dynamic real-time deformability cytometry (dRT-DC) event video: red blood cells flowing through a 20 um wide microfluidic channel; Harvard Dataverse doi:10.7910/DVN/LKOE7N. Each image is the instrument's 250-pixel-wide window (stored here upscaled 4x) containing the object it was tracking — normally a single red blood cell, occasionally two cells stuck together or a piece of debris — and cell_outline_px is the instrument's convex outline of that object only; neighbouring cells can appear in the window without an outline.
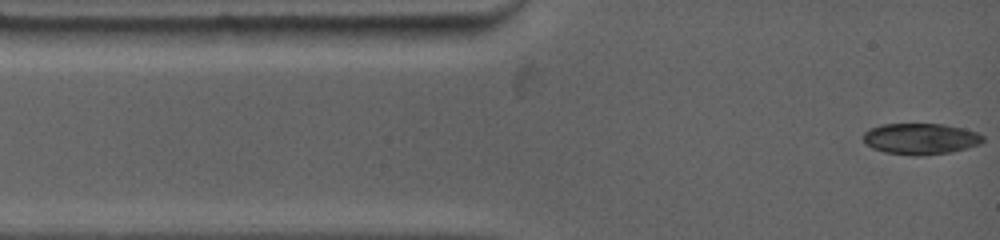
{"species": "common noctule bat (a hibernating species)", "species_latin": "Nyctalus noctula", "temperature_condition": "warm", "stored_images_in_passage": 60, "camera_frame_rate_fps": 4500, "um_per_image_px": 0.085, "animal": {"sex": "female", "body_mass_g": 19.0, "forearm_length_mm": 53.3}, "frame": {"image": 1, "passage_image": 1, "time_ms": 0.0, "image_size_px": [1000, 240], "cell_outline_px": [[984, 140], [980, 144], [968, 148], [952, 152], [916, 156], [912, 156], [884, 152], [872, 148], [864, 144], [864, 132], [868, 128], [884, 124], [944, 124], [964, 128], [976, 132], [984, 136]], "centroid_in_image_um": [78.24, 11.8], "position_along_channel_um": 6.8, "area_um2": 21.96}}
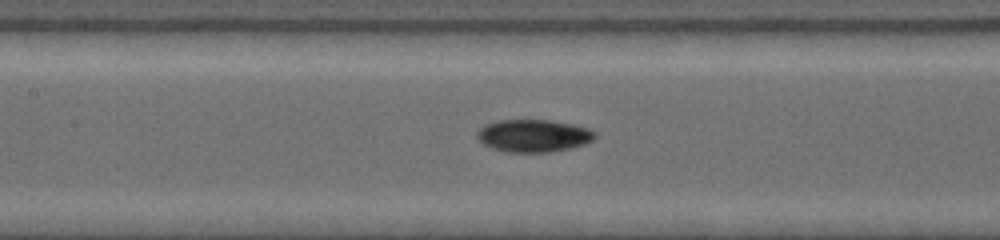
{"frame": {"image": 2, "passage_image": 30, "time_ms": 5.111, "image_size_px": [1000, 240], "cell_outline_px": [[596, 136], [592, 140], [584, 144], [572, 148], [548, 152], [508, 152], [492, 148], [484, 144], [476, 136], [476, 132], [484, 124], [496, 120], [552, 120], [572, 124], [588, 128], [596, 132]], "centroid_in_image_um": [45.34, 11.53], "position_along_channel_um": 162.1, "area_um2": 22.43}}
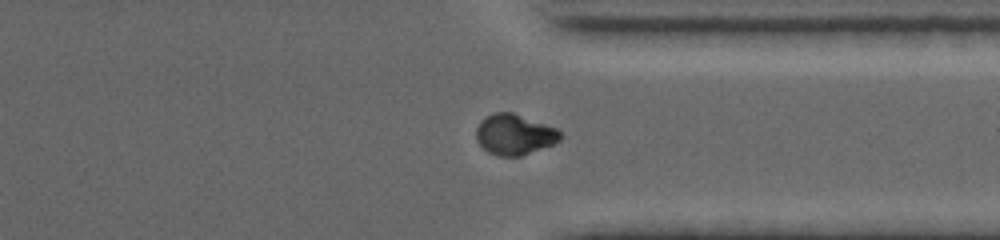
{"frame": {"image": 3, "passage_image": 50, "time_ms": 10.444, "image_size_px": [1000, 240], "cell_outline_px": [[564, 136], [560, 140], [552, 144], [520, 156], [500, 156], [488, 152], [476, 140], [476, 128], [480, 120], [496, 112], [512, 112], [560, 128]], "centroid_in_image_um": [43.77, 11.41], "position_along_channel_um": 367.6, "area_um2": 20.06}}